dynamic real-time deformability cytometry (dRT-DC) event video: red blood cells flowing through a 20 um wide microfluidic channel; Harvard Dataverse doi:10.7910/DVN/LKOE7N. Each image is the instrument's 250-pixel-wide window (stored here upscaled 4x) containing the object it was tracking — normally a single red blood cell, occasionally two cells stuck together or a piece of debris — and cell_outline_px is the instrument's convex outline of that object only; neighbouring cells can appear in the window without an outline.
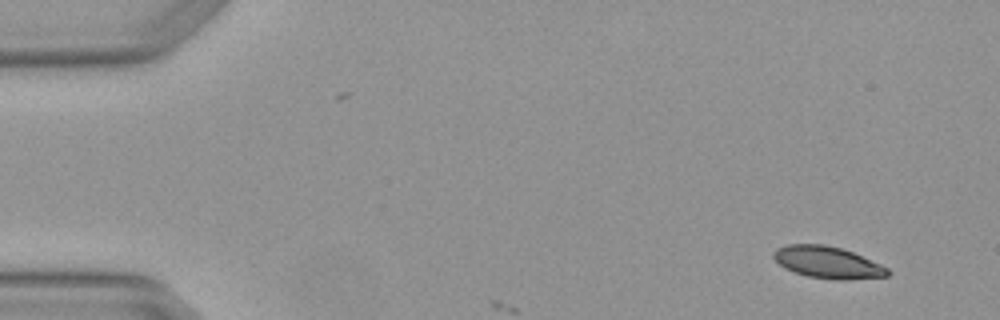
{"species": "Egyptian fruit bat (a non-hibernating species)", "species_latin": "Rousettus aegyptiacus", "temperature_condition": "warm", "stored_images_in_passage": 2, "camera_frame_rate_fps": 3000, "um_per_image_px": 0.085, "animal": {"sex": "female"}, "frame": {"image": 1, "passage_image": 2, "time_ms": 0.333, "image_size_px": [1000, 320], "cell_outline_px": [[892, 272], [888, 276], [844, 280], [840, 280], [808, 276], [784, 268], [772, 256], [772, 252], [776, 248], [788, 244], [824, 244], [840, 248], [852, 252], [880, 264], [888, 268]], "centroid_in_image_um": [70.34, 22.3], "position_along_channel_um": 14.7, "area_um2": 21.04}}